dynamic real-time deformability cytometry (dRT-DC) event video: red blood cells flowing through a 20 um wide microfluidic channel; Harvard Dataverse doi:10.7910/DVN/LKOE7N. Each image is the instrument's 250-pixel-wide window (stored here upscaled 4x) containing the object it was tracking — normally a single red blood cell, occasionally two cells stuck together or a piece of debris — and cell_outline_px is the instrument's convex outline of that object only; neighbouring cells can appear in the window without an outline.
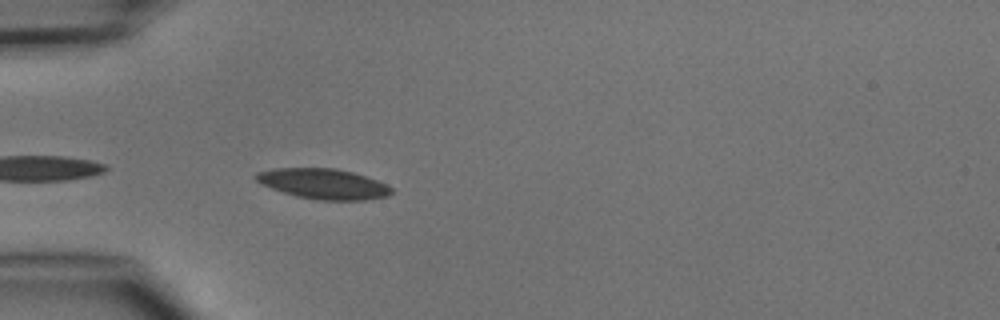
{"species": "common noctule bat (a hibernating species)", "species_latin": "Nyctalus noctula", "temperature_condition": "cold", "stored_images_in_passage": 1, "camera_frame_rate_fps": 3000, "um_per_image_px": 0.085, "animal": {"sex": "male", "body_mass_g": 15.6}, "frame": {"image": 1, "passage_image": 1, "time_ms": 0.0, "image_size_px": [1000, 320], "cell_outline_px": [[392, 192], [388, 196], [364, 200], [320, 200], [296, 196], [260, 184], [252, 176], [256, 172], [276, 168], [336, 168], [352, 172], [388, 184], [392, 188]], "centroid_in_image_um": [27.47, 15.62], "position_along_channel_um": 57.5, "area_um2": 23.93}}